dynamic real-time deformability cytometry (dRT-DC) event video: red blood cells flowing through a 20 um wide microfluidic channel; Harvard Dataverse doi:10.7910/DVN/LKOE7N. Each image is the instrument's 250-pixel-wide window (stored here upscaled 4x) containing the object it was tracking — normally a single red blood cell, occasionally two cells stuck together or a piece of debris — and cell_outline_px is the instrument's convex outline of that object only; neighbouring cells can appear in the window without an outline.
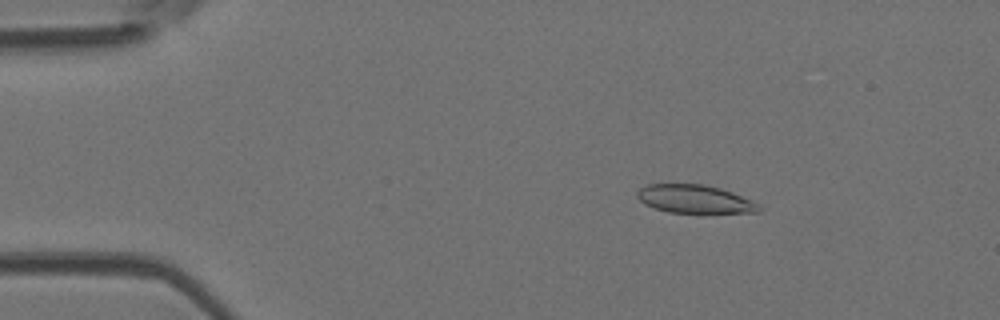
{"species": "Egyptian fruit bat (a non-hibernating species)", "species_latin": "Rousettus aegyptiacus", "temperature_condition": "room temperature", "stored_images_in_passage": 50, "camera_frame_rate_fps": 3000, "um_per_image_px": 0.085, "animal": {"sex": "female"}, "frame": {"image": 1, "passage_image": 7, "time_ms": 2.0, "image_size_px": [1000, 320], "cell_outline_px": [[760, 212], [668, 212], [652, 208], [644, 204], [636, 196], [636, 192], [640, 188], [648, 184], [704, 184], [720, 188], [732, 192], [752, 200], [760, 204]], "centroid_in_image_um": [59.02, 16.91], "position_along_channel_um": 26.0, "area_um2": 20.0}}
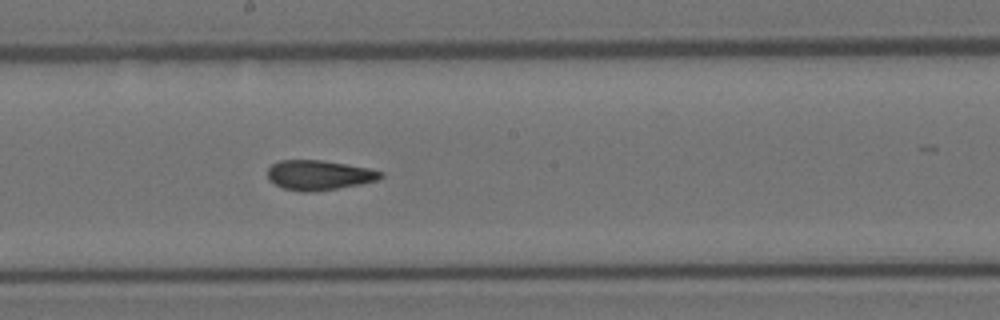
{"frame": {"image": 2, "passage_image": 27, "time_ms": 8.667, "image_size_px": [1000, 320], "cell_outline_px": [[384, 176], [376, 180], [360, 184], [336, 188], [308, 192], [304, 192], [284, 188], [268, 180], [268, 168], [272, 164], [280, 160], [320, 160], [368, 168], [384, 172]], "centroid_in_image_um": [27.1, 14.88], "position_along_channel_um": 221.1, "area_um2": 19.36}}
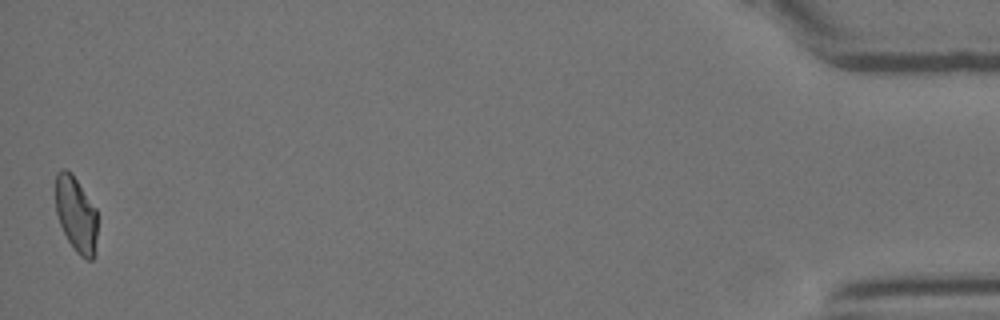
{"frame": {"image": 3, "passage_image": 50, "time_ms": 16.333, "image_size_px": [1000, 320], "cell_outline_px": [[96, 256], [92, 260], [88, 260], [80, 256], [76, 252], [68, 240], [60, 224], [56, 212], [56, 172], [64, 168], [72, 172], [96, 208]], "centroid_in_image_um": [6.48, 18.22], "position_along_channel_um": 428.7, "area_um2": 18.55}, "authors_computed_cell_mechanics": {"area_um2": 19.941, "velocity_mm_per_s": 3.9251, "shape_relaxation_time_tau1_ms": null, "shape_relaxation_time_tau2_ms": 1.3554, "deformation_change_tau1": null, "deformation_change_tau2": 0.0827}}